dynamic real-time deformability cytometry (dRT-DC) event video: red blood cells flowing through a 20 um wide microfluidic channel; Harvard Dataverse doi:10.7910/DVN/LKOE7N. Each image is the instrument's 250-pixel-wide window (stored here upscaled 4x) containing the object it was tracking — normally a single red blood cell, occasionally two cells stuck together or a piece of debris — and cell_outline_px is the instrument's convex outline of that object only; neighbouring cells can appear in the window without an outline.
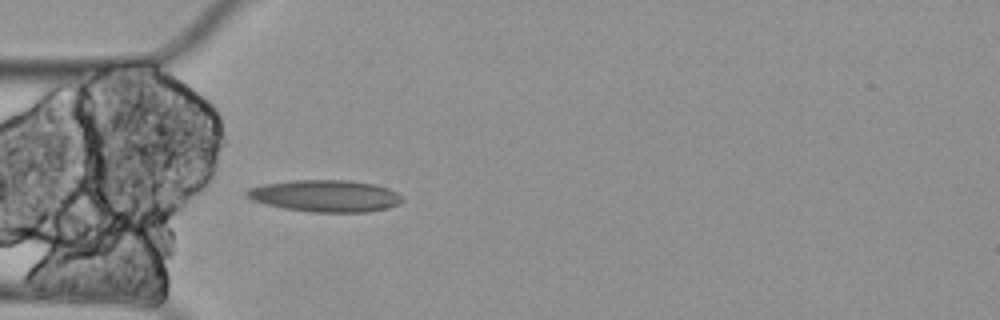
{"species": "Egyptian fruit bat (a non-hibernating species)", "species_latin": "Rousettus aegyptiacus", "temperature_condition": "cold", "stored_images_in_passage": 4, "camera_frame_rate_fps": 3000, "um_per_image_px": 0.085, "animal": {"sex": "female"}, "frame": {"image": 1, "passage_image": 4, "time_ms": 1.0, "image_size_px": [1000, 320], "cell_outline_px": [[404, 200], [400, 204], [388, 208], [368, 212], [312, 212], [284, 208], [264, 204], [252, 200], [244, 196], [244, 192], [248, 188], [264, 184], [292, 180], [348, 180], [376, 184], [388, 188], [404, 196]], "centroid_in_image_um": [27.66, 16.65], "position_along_channel_um": 57.3, "area_um2": 29.25}}